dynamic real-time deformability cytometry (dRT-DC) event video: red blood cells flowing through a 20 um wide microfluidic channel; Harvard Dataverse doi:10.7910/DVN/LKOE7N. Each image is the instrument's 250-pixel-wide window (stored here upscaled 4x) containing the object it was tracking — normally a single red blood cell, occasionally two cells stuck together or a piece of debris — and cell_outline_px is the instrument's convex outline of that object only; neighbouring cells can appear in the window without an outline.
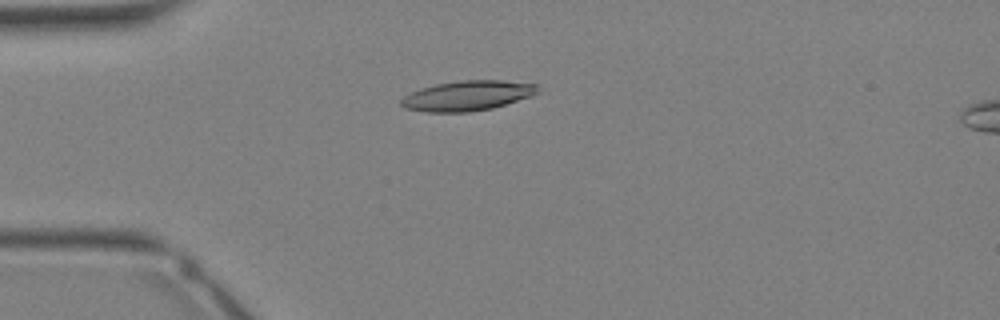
{"species": "Egyptian fruit bat (a non-hibernating species)", "species_latin": "Rousettus aegyptiacus", "temperature_condition": "warm", "stored_images_in_passage": 26, "camera_frame_rate_fps": 3000, "um_per_image_px": 0.085, "animal": {"sex": "female"}, "frame": {"image": 1, "passage_image": 1, "time_ms": 0.0, "image_size_px": [1000, 320], "cell_outline_px": [[540, 92], [532, 96], [492, 108], [468, 112], [428, 112], [404, 108], [400, 104], [400, 100], [404, 96], [420, 88], [436, 84], [460, 80], [500, 80], [540, 84]], "centroid_in_image_um": [39.77, 8.12], "position_along_channel_um": 45.2, "area_um2": 24.04}}
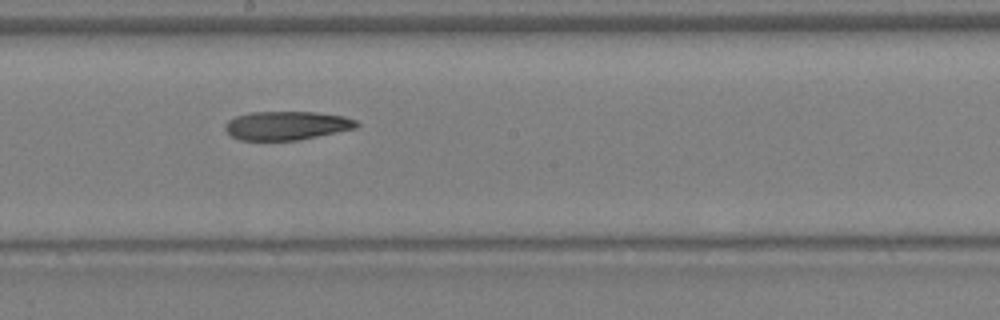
{"frame": {"image": 2, "passage_image": 11, "time_ms": 3.333, "image_size_px": [1000, 320], "cell_outline_px": [[360, 124], [356, 128], [296, 140], [240, 140], [232, 136], [224, 128], [224, 124], [228, 120], [236, 116], [248, 112], [316, 112], [344, 116], [356, 120]], "centroid_in_image_um": [24.34, 10.66], "position_along_channel_um": 223.9, "area_um2": 21.91}}
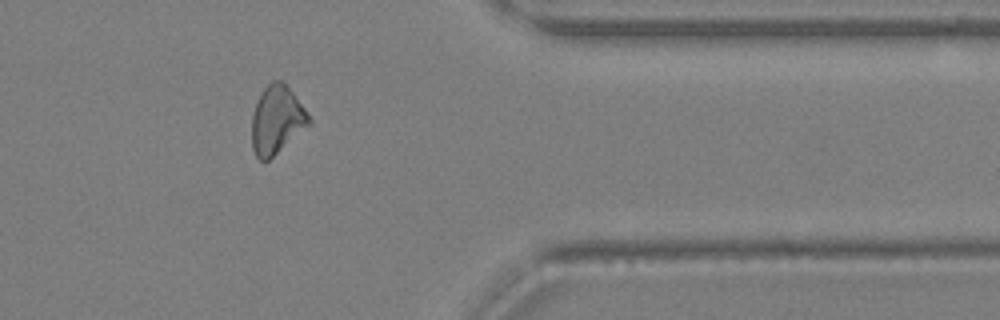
{"frame": {"image": 3, "passage_image": 20, "time_ms": 6.333, "image_size_px": [1000, 320], "cell_outline_px": [[312, 124], [268, 160], [260, 160], [256, 156], [252, 148], [252, 116], [260, 92], [272, 80], [280, 80], [292, 92], [308, 112], [312, 120]], "centroid_in_image_um": [23.54, 10.2], "position_along_channel_um": 387.9, "area_um2": 22.66}}